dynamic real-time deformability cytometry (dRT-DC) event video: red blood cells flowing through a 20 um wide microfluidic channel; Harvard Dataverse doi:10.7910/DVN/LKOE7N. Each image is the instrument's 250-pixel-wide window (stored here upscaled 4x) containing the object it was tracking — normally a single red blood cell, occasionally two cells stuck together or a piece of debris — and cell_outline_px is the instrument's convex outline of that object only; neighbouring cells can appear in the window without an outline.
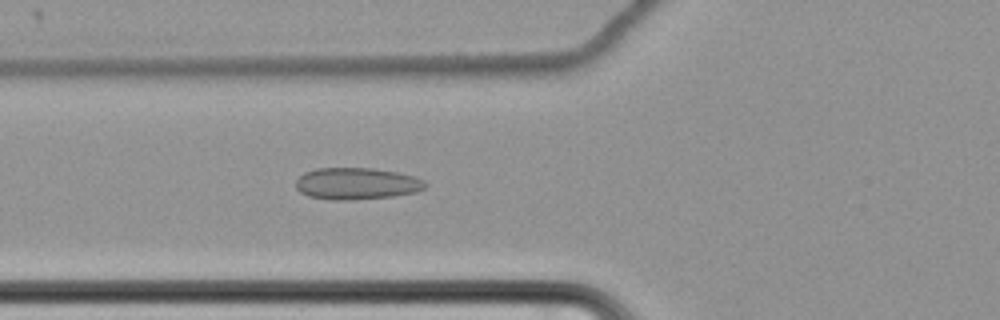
{"species": "common noctule bat (a hibernating species)", "species_latin": "Nyctalus noctula", "temperature_condition": "cold", "stored_images_in_passage": 64, "camera_frame_rate_fps": 3000, "um_per_image_px": 0.085, "animal": {"sex": "female", "body_mass_g": 22.7, "forearm_length_mm": 54.2}, "frame": {"image": 1, "passage_image": 27, "time_ms": 8.667, "image_size_px": [1000, 320], "cell_outline_px": [[428, 184], [424, 188], [416, 192], [392, 196], [352, 200], [332, 200], [308, 196], [300, 192], [296, 188], [296, 180], [304, 172], [316, 168], [372, 168], [396, 172], [416, 176], [424, 180]], "centroid_in_image_um": [30.32, 15.6], "position_along_channel_um": 95.5, "area_um2": 24.1}}
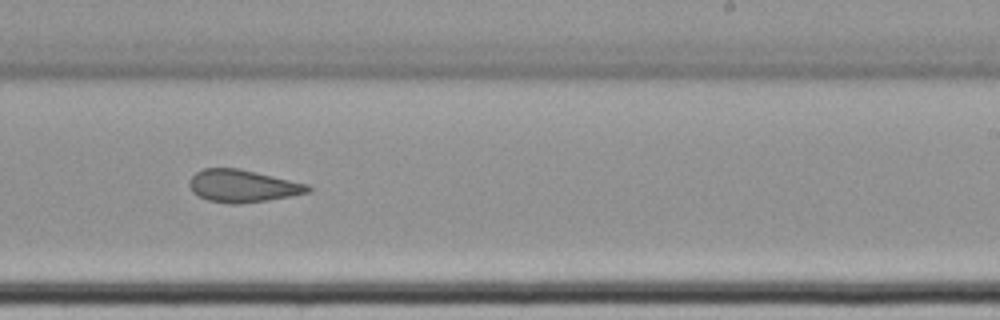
{"frame": {"image": 2, "passage_image": 42, "time_ms": 13.667, "image_size_px": [1000, 320], "cell_outline_px": [[312, 192], [292, 196], [268, 200], [240, 204], [228, 204], [208, 200], [192, 192], [188, 184], [188, 180], [196, 172], [204, 168], [236, 168], [308, 184], [312, 188]], "centroid_in_image_um": [20.62, 15.82], "position_along_channel_um": 268.4, "area_um2": 22.43}}
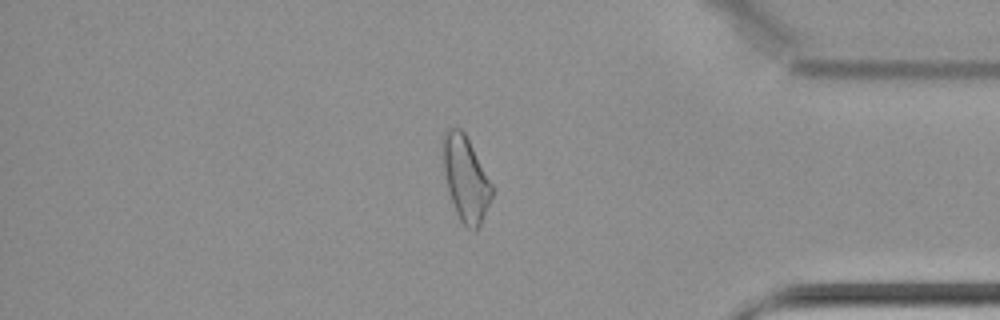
{"frame": {"image": 3, "passage_image": 55, "time_ms": 18.0, "image_size_px": [1000, 320], "cell_outline_px": [[492, 196], [480, 224], [476, 232], [468, 228], [460, 220], [456, 212], [448, 188], [440, 156], [440, 140], [444, 132], [448, 128], [460, 128], [464, 132], [492, 184]], "centroid_in_image_um": [39.53, 15.13], "position_along_channel_um": 395.7, "area_um2": 24.28}, "authors_computed_cell_mechanics": {"area_um2": 25.0274, "velocity_mm_per_s": 3.4601, "shape_relaxation_time_tau1_ms": null, "shape_relaxation_time_tau2_ms": 2.3729, "deformation_change_tau1": null, "deformation_change_tau2": 0.1019}}